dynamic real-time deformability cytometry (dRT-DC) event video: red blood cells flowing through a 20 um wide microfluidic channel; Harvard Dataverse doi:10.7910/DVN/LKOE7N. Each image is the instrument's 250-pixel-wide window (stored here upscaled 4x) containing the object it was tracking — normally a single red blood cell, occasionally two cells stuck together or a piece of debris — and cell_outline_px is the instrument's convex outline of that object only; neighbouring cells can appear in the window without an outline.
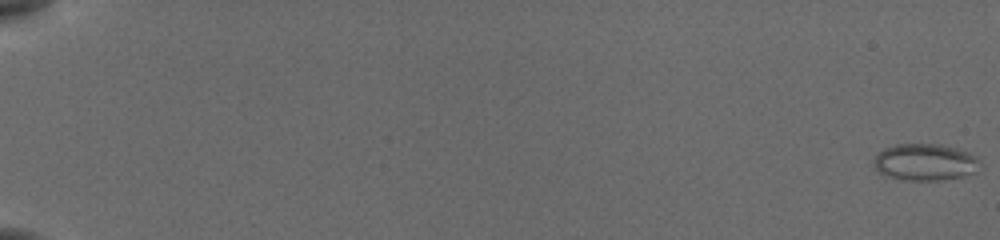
{"species": "common noctule bat (a hibernating species)", "species_latin": "Nyctalus noctula", "temperature_condition": "cold", "stored_images_in_passage": 56, "camera_frame_rate_fps": 3000, "um_per_image_px": 0.085, "animal": {"sex": "female", "body_mass_g": 19.5, "forearm_length_mm": 54.1}, "frame": {"image": 1, "passage_image": 1, "time_ms": 0.0, "image_size_px": [1000, 240], "cell_outline_px": [[984, 168], [976, 172], [964, 176], [940, 180], [904, 180], [884, 176], [876, 168], [872, 160], [884, 148], [896, 144], [940, 144], [956, 148], [968, 152], [976, 156], [980, 160]], "centroid_in_image_um": [78.69, 13.79], "position_along_channel_um": 6.3, "area_um2": 23.12}}
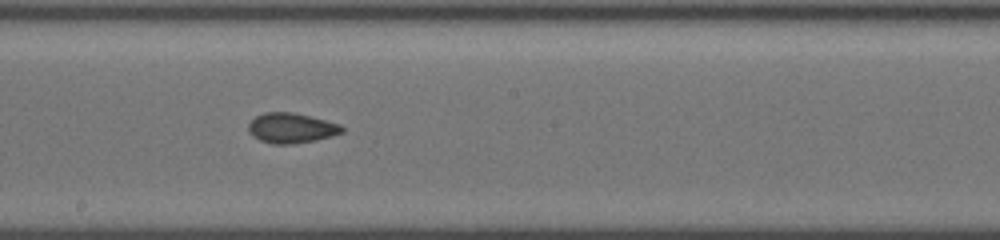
{"frame": {"image": 2, "passage_image": 34, "time_ms": 11.0, "image_size_px": [1000, 240], "cell_outline_px": [[344, 132], [332, 136], [316, 140], [292, 144], [272, 144], [260, 140], [252, 136], [248, 132], [248, 124], [256, 116], [264, 112], [292, 112], [340, 124], [344, 128]], "centroid_in_image_um": [24.75, 10.89], "position_along_channel_um": 223.5, "area_um2": 16.42}}
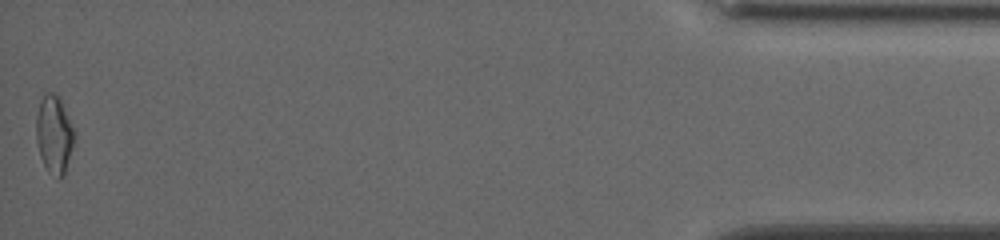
{"frame": {"image": 3, "passage_image": 56, "time_ms": 18.333, "image_size_px": [1000, 240], "cell_outline_px": [[76, 136], [64, 176], [60, 176], [48, 172], [40, 156], [36, 140], [36, 116], [40, 100], [44, 92], [52, 92], [60, 96]], "centroid_in_image_um": [4.6, 11.37], "position_along_channel_um": 430.6, "area_um2": 17.4}, "authors_computed_cell_mechanics": {"area_um2": 16.5597, "velocity_mm_per_s": 3.8916, "shape_relaxation_time_tau1_ms": 9.4383, "shape_relaxation_time_tau2_ms": 3.2204, "deformation_change_tau1": 0.1223, "deformation_change_tau2": 0.0605}}